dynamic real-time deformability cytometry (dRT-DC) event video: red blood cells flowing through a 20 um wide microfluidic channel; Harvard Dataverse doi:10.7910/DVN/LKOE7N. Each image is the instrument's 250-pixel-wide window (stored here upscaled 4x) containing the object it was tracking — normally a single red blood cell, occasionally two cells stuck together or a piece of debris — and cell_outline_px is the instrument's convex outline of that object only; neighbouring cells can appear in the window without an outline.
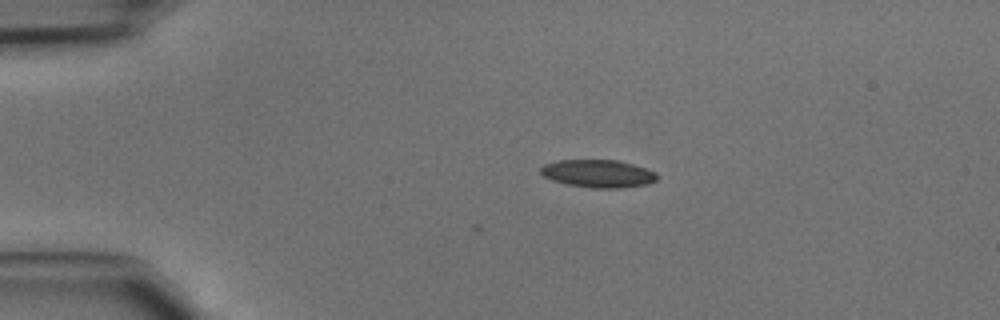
{"species": "common noctule bat (a hibernating species)", "species_latin": "Nyctalus noctula", "temperature_condition": "cold", "stored_images_in_passage": 3, "camera_frame_rate_fps": 3000, "um_per_image_px": 0.085, "animal": {"sex": "male", "body_mass_g": 15.6}, "frame": {"image": 1, "passage_image": 1, "time_ms": 0.0, "image_size_px": [1000, 320], "cell_outline_px": [[660, 176], [656, 180], [648, 184], [620, 188], [592, 188], [564, 184], [552, 180], [544, 176], [540, 172], [540, 168], [544, 164], [556, 160], [616, 160], [632, 164], [656, 172]], "centroid_in_image_um": [50.83, 14.76], "position_along_channel_um": 34.2, "area_um2": 18.96}}